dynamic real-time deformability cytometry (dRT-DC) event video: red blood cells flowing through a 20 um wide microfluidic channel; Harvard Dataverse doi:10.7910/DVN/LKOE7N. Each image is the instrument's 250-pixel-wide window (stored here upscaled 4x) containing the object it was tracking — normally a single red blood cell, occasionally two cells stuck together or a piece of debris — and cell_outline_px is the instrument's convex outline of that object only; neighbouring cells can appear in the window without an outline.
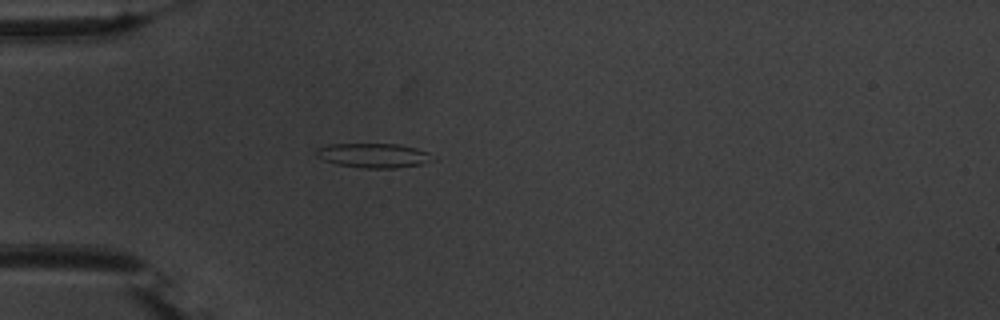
{"species": "common noctule bat (a hibernating species)", "species_latin": "Nyctalus noctula", "temperature_condition": "warm", "stored_images_in_passage": 39, "camera_frame_rate_fps": 3000, "um_per_image_px": 0.085, "animal": {"sex": "male", "body_mass_g": 20.1, "forearm_length_mm": 53.5}, "frame": {"image": 1, "passage_image": 1, "time_ms": 0.0, "image_size_px": [1000, 320], "cell_outline_px": [[428, 160], [420, 164], [396, 168], [360, 168], [336, 164], [324, 160], [316, 156], [316, 148], [332, 144], [400, 144], [416, 148], [428, 152]], "centroid_in_image_um": [31.65, 13.21], "position_along_channel_um": 53.3, "area_um2": 16.3}}
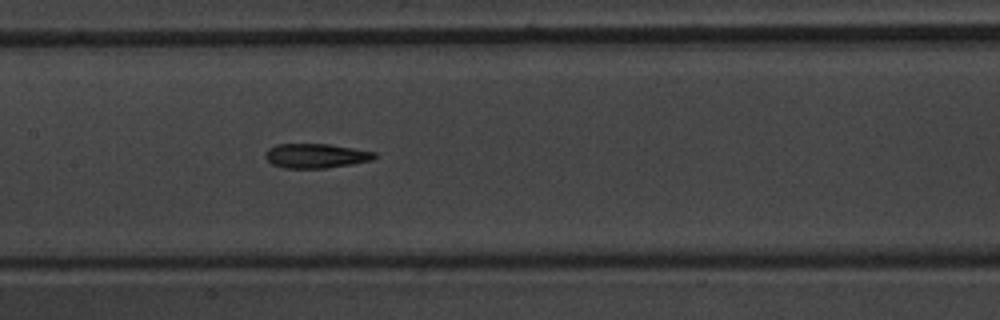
{"frame": {"image": 2, "passage_image": 12, "time_ms": 3.667, "image_size_px": [1000, 320], "cell_outline_px": [[376, 156], [372, 160], [352, 164], [324, 168], [284, 168], [272, 164], [264, 156], [264, 152], [268, 148], [276, 144], [328, 144], [376, 152]], "centroid_in_image_um": [26.81, 13.24], "position_along_channel_um": 180.6, "area_um2": 15.55}}
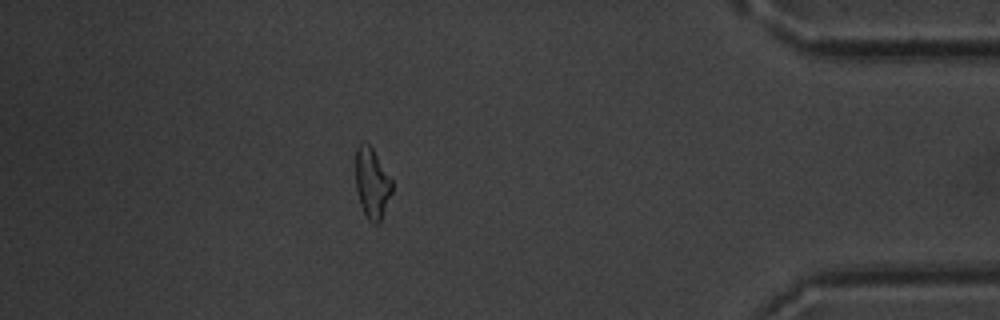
{"frame": {"image": 3, "passage_image": 33, "time_ms": 10.667, "image_size_px": [1000, 320], "cell_outline_px": [[392, 192], [380, 220], [376, 224], [372, 224], [368, 220], [360, 204], [356, 188], [356, 148], [360, 144], [368, 144], [372, 148], [392, 180]], "centroid_in_image_um": [31.61, 15.59], "position_along_channel_um": 403.6, "area_um2": 14.62}, "authors_computed_cell_mechanics": {"area_um2": 15.4326, "velocity_mm_per_s": 3.7425, "shape_relaxation_time_tau1_ms": null, "shape_relaxation_time_tau2_ms": 2.6881, "deformation_change_tau1": null, "deformation_change_tau2": 0.1214}}